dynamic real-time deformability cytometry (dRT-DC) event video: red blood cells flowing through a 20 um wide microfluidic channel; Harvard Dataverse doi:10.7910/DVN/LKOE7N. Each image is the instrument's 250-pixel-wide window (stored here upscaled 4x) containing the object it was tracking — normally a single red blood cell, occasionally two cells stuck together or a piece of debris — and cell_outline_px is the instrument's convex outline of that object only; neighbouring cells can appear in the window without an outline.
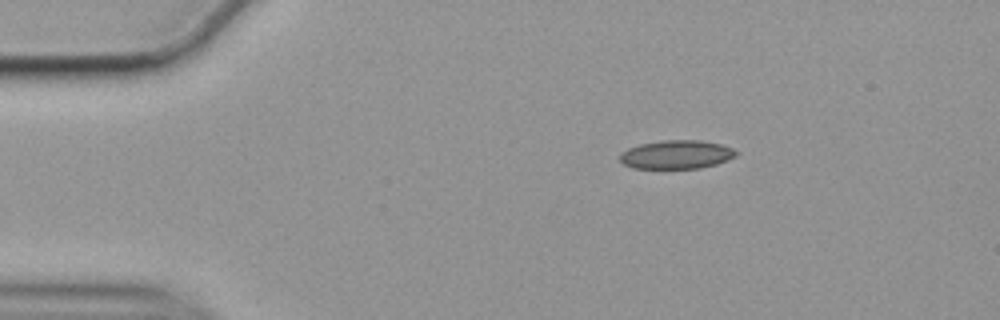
{"species": "common noctule bat (a hibernating species)", "species_latin": "Nyctalus noctula", "temperature_condition": "cold", "stored_images_in_passage": 48, "camera_frame_rate_fps": 3000, "um_per_image_px": 0.085, "animal": {"sex": "female", "body_mass_g": 19.9}, "frame": {"image": 1, "passage_image": 1, "time_ms": 0.0, "image_size_px": [1000, 320], "cell_outline_px": [[740, 152], [736, 156], [728, 160], [716, 164], [700, 168], [632, 168], [624, 164], [620, 160], [620, 152], [628, 148], [640, 144], [664, 140], [700, 140], [720, 144], [732, 148]], "centroid_in_image_um": [57.51, 13.13], "position_along_channel_um": 27.5, "area_um2": 19.42}}
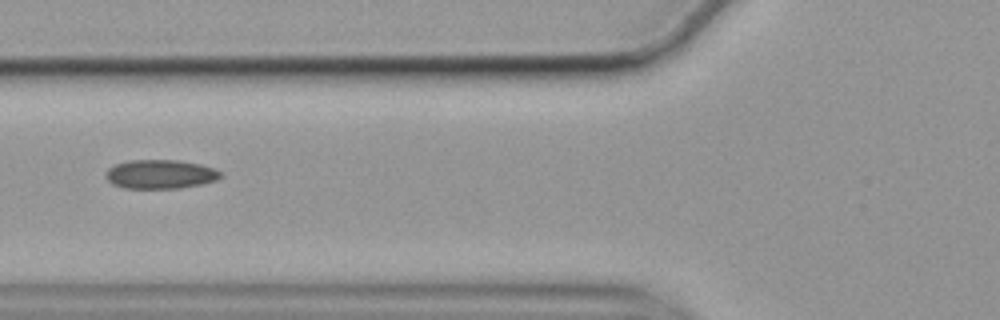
{"frame": {"image": 2, "passage_image": 13, "time_ms": 4.0, "image_size_px": [1000, 320], "cell_outline_px": [[224, 176], [216, 180], [200, 184], [180, 188], [124, 188], [112, 184], [104, 176], [108, 168], [116, 164], [128, 160], [176, 160], [200, 164], [216, 168], [224, 172]], "centroid_in_image_um": [13.66, 14.8], "position_along_channel_um": 112.1, "area_um2": 19.59}}
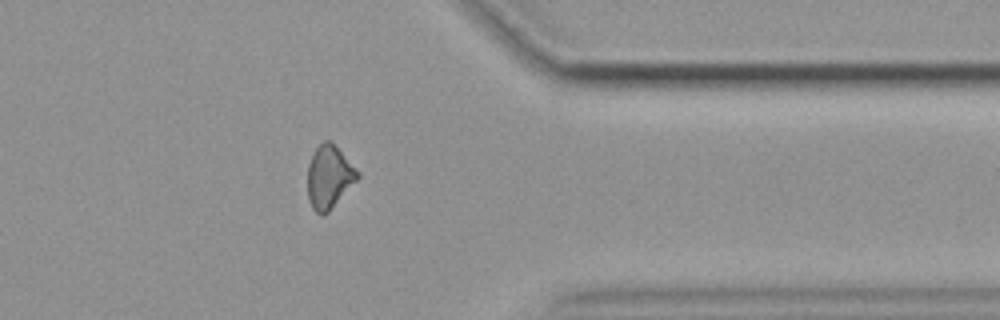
{"frame": {"image": 3, "passage_image": 37, "time_ms": 12.0, "image_size_px": [1000, 320], "cell_outline_px": [[360, 176], [328, 212], [320, 216], [312, 208], [308, 200], [308, 164], [312, 152], [324, 140], [332, 140], [360, 172]], "centroid_in_image_um": [27.97, 15.0], "position_along_channel_um": 383.4, "area_um2": 18.5}, "authors_computed_cell_mechanics": {"area_um2": 18.9006, "velocity_mm_per_s": 3.5456, "shape_relaxation_time_tau1_ms": null, "shape_relaxation_time_tau2_ms": 6.7002, "deformation_change_tau1": null, "deformation_change_tau2": 0.1331}}